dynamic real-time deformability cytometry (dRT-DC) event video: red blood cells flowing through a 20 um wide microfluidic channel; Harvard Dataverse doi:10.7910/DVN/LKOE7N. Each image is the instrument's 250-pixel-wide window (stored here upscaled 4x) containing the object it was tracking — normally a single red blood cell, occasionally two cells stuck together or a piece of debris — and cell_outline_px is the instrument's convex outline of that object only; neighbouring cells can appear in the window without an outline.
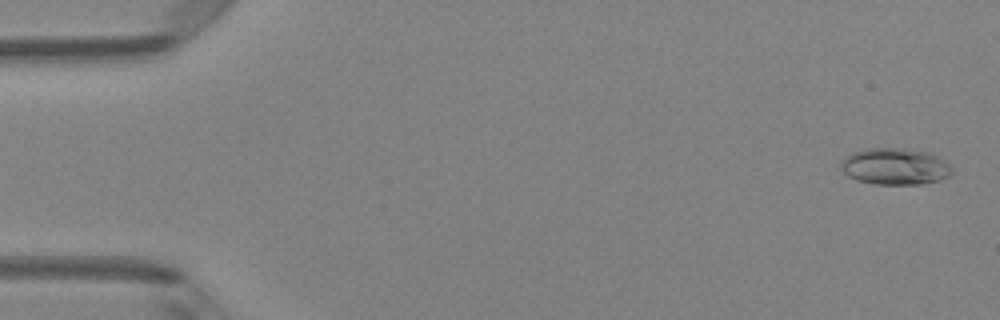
{"species": "Egyptian fruit bat (a non-hibernating species)", "species_latin": "Rousettus aegyptiacus", "temperature_condition": "room temperature", "stored_images_in_passage": 49, "camera_frame_rate_fps": 3000, "um_per_image_px": 0.085, "animal": {"sex": "female"}, "frame": {"image": 1, "passage_image": 2, "time_ms": 0.333, "image_size_px": [1000, 320], "cell_outline_px": [[952, 172], [948, 176], [940, 180], [924, 184], [876, 184], [856, 180], [848, 176], [844, 172], [840, 164], [844, 156], [852, 152], [864, 148], [904, 148], [932, 152], [940, 156], [952, 168]], "centroid_in_image_um": [76.09, 14.13], "position_along_channel_um": 8.9, "area_um2": 24.04}}
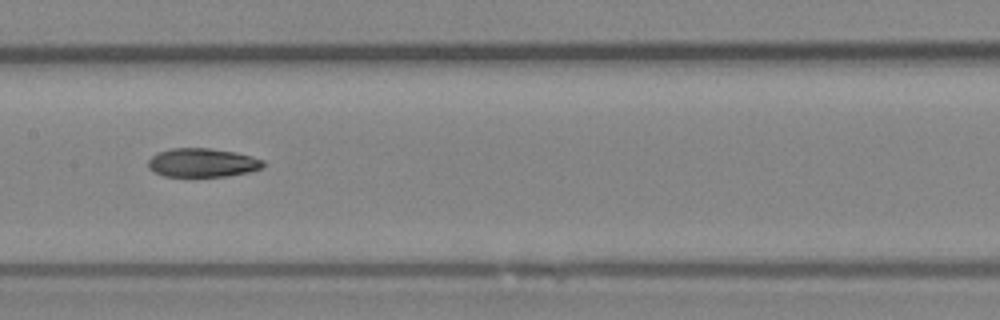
{"frame": {"image": 2, "passage_image": 25, "time_ms": 8.0, "image_size_px": [1000, 320], "cell_outline_px": [[264, 164], [260, 168], [248, 172], [228, 176], [164, 176], [152, 172], [148, 168], [148, 160], [156, 152], [172, 148], [208, 148], [236, 152], [252, 156], [264, 160]], "centroid_in_image_um": [17.17, 13.82], "position_along_channel_um": 190.2, "area_um2": 19.36}}
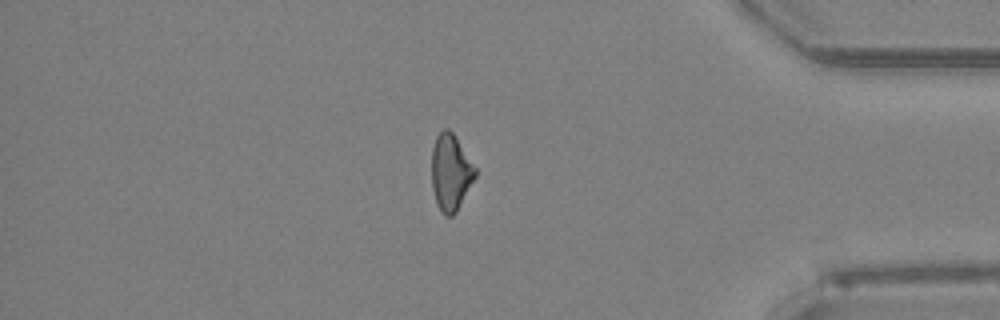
{"frame": {"image": 3, "passage_image": 42, "time_ms": 13.667, "image_size_px": [1000, 320], "cell_outline_px": [[476, 176], [456, 212], [452, 216], [444, 216], [440, 212], [436, 204], [432, 188], [432, 148], [436, 136], [444, 128], [448, 128], [452, 132], [476, 168]], "centroid_in_image_um": [38.29, 14.68], "position_along_channel_um": 396.9, "area_um2": 19.36}, "authors_computed_cell_mechanics": {"area_um2": 19.9988, "velocity_mm_per_s": 4.1808, "shape_relaxation_time_tau1_ms": 3.4319, "shape_relaxation_time_tau2_ms": 10.3763, "deformation_change_tau1": 0.141, "deformation_change_tau2": 0.216}}